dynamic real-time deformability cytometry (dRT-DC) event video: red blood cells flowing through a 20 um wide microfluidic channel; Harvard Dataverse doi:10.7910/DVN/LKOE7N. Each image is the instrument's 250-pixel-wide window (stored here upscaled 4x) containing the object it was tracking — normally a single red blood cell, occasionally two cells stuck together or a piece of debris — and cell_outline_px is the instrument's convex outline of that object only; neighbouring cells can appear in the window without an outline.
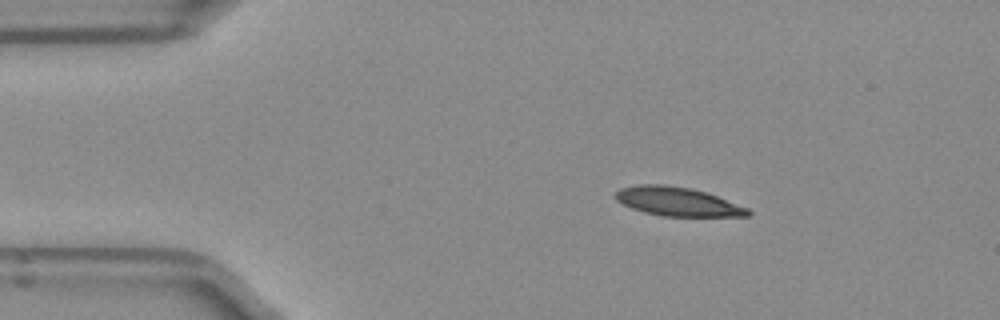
{"species": "Egyptian fruit bat (a non-hibernating species)", "species_latin": "Rousettus aegyptiacus", "temperature_condition": "room temperature", "stored_images_in_passage": 42, "camera_frame_rate_fps": 3000, "um_per_image_px": 0.085, "frame": {"image": 1, "passage_image": 7, "time_ms": 2.0, "image_size_px": [1000, 320], "cell_outline_px": [[752, 212], [748, 216], [664, 216], [644, 212], [632, 208], [616, 200], [616, 192], [620, 188], [640, 184], [664, 184], [692, 188], [716, 196], [748, 208]], "centroid_in_image_um": [57.58, 17.13], "position_along_channel_um": 27.4, "area_um2": 22.02}}
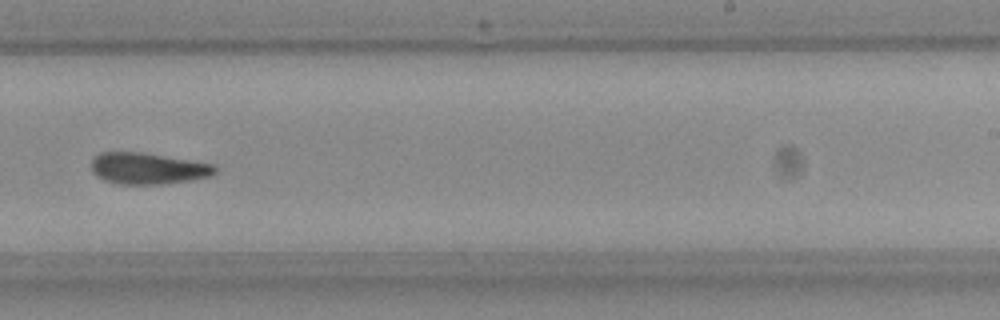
{"frame": {"image": 2, "passage_image": 30, "time_ms": 9.667, "image_size_px": [1000, 320], "cell_outline_px": [[216, 172], [212, 176], [192, 180], [160, 184], [116, 184], [104, 180], [96, 176], [92, 172], [92, 160], [100, 152], [140, 152], [212, 164], [216, 168]], "centroid_in_image_um": [12.54, 14.33], "position_along_channel_um": 276.5, "area_um2": 22.48}}
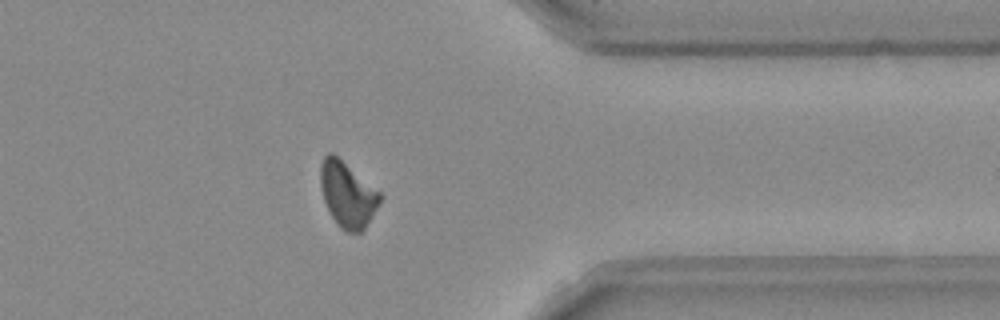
{"frame": {"image": 3, "passage_image": 39, "time_ms": 12.667, "image_size_px": [1000, 320], "cell_outline_px": [[380, 200], [376, 208], [364, 228], [360, 232], [348, 232], [340, 228], [332, 216], [324, 200], [320, 184], [320, 164], [324, 156], [328, 152], [332, 152], [380, 192]], "centroid_in_image_um": [29.5, 16.51], "position_along_channel_um": 381.9, "area_um2": 22.14}, "authors_computed_cell_mechanics": {"area_um2": 22.7732, "velocity_mm_per_s": 3.9532, "shape_relaxation_time_tau1_ms": 6.779, "shape_relaxation_time_tau2_ms": null, "deformation_change_tau1": 0.1945, "deformation_change_tau2": null}}